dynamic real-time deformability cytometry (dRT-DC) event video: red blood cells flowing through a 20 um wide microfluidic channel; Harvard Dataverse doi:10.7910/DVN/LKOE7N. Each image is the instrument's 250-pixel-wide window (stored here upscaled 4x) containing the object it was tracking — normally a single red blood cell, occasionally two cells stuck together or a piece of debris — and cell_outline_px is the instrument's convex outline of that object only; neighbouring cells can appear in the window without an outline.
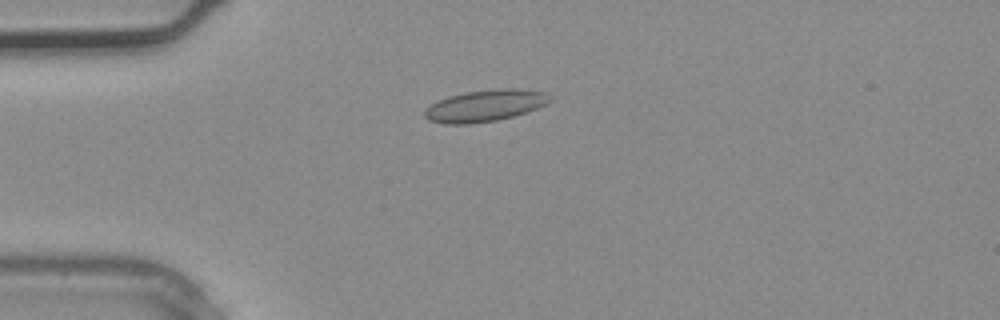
{"species": "common noctule bat (a hibernating species)", "species_latin": "Nyctalus noctula", "temperature_condition": "warm", "stored_images_in_passage": 2, "camera_frame_rate_fps": 3000, "um_per_image_px": 0.085, "animal": {"sex": "male", "body_mass_g": 20.4}, "frame": {"image": 1, "passage_image": 2, "time_ms": 0.333, "image_size_px": [1000, 320], "cell_outline_px": [[552, 100], [548, 104], [512, 116], [496, 120], [468, 124], [444, 124], [428, 120], [424, 116], [424, 112], [432, 104], [448, 96], [464, 92], [500, 88], [516, 88], [548, 92], [552, 96]], "centroid_in_image_um": [41.27, 8.97], "position_along_channel_um": 43.7, "area_um2": 23.12}}